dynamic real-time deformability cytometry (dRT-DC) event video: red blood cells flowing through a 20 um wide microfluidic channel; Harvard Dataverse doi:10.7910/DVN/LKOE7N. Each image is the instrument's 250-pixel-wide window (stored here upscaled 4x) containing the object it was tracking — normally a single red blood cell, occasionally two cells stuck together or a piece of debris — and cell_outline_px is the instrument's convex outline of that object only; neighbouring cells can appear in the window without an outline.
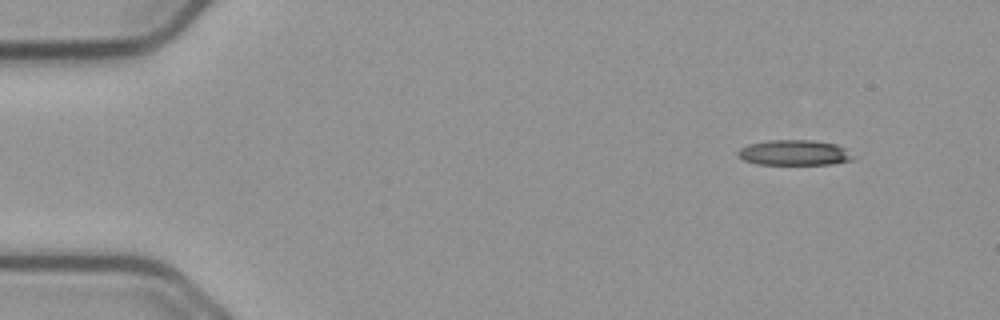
{"species": "common noctule bat (a hibernating species)", "species_latin": "Nyctalus noctula", "temperature_condition": "cold", "stored_images_in_passage": 50, "camera_frame_rate_fps": 3000, "um_per_image_px": 0.085, "animal": {"sex": "male", "body_mass_g": 23.1, "forearm_length_mm": 52.7}, "frame": {"image": 1, "passage_image": 1, "time_ms": 0.0, "image_size_px": [1000, 320], "cell_outline_px": [[860, 156], [852, 160], [832, 164], [756, 164], [744, 160], [736, 152], [740, 148], [748, 144], [768, 140], [812, 140], [836, 144]], "centroid_in_image_um": [67.58, 12.98], "position_along_channel_um": 17.4, "area_um2": 17.22}}
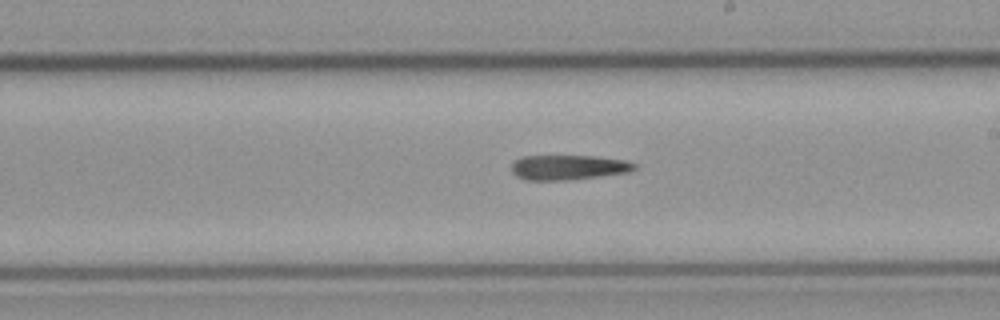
{"frame": {"image": 2, "passage_image": 27, "time_ms": 8.667, "image_size_px": [1000, 320], "cell_outline_px": [[636, 168], [628, 172], [600, 176], [568, 180], [524, 180], [516, 176], [512, 172], [512, 164], [516, 160], [524, 156], [592, 156], [624, 160], [636, 164]], "centroid_in_image_um": [48.28, 14.23], "position_along_channel_um": 240.7, "area_um2": 17.69}}
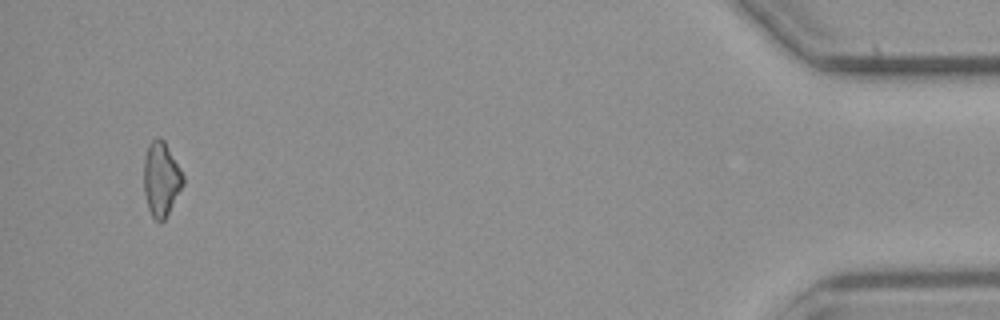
{"frame": {"image": 3, "passage_image": 48, "time_ms": 15.667, "image_size_px": [1000, 320], "cell_outline_px": [[184, 184], [164, 220], [160, 224], [152, 216], [148, 208], [144, 192], [144, 156], [148, 144], [156, 136], [160, 136], [164, 140], [184, 176]], "centroid_in_image_um": [13.69, 15.2], "position_along_channel_um": 421.5, "area_um2": 17.05}}